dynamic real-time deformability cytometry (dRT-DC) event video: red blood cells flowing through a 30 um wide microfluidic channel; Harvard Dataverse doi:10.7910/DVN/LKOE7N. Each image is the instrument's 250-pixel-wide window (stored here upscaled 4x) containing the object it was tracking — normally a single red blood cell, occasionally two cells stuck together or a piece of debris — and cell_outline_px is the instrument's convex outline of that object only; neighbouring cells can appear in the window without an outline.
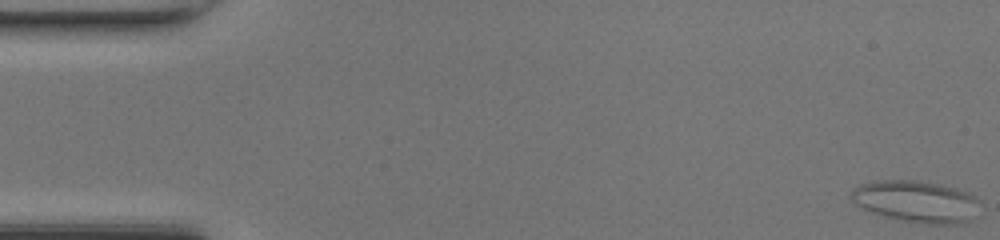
{"species": "common noctule bat (a hibernating species)", "species_latin": "Nyctalus noctula", "temperature_condition": "room temperature", "stored_images_in_passage": 48, "segment_of_instrument_passage": [1, 2], "camera_frame_rate_fps": 3000, "um_per_image_px": 0.085, "animal": {"sex": "female", "body_mass_g": 17.0, "forearm_length_mm": 48.0}, "frame": {"image": 1, "passage_image": 1, "time_ms": 0.0, "image_size_px": [1000, 240], "cell_outline_px": [[980, 200], [968, 220], [964, 224], [920, 224], [884, 216], [872, 212], [856, 204], [848, 196], [860, 184], [880, 180], [916, 180], [956, 188]], "centroid_in_image_um": [77.83, 17.13], "position_along_channel_um": 7.2, "area_um2": 30.81}}
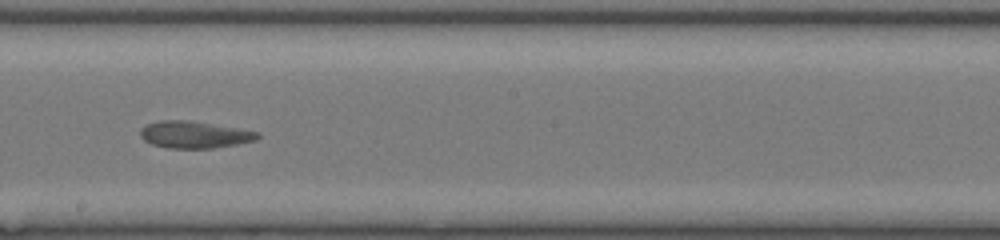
{"frame": {"image": 2, "passage_image": 27, "time_ms": 8.667, "image_size_px": [1000, 240], "cell_outline_px": [[260, 136], [256, 140], [236, 144], [212, 148], [168, 148], [152, 144], [144, 140], [140, 136], [140, 128], [144, 124], [160, 120], [188, 120], [260, 132]], "centroid_in_image_um": [16.48, 11.44], "position_along_channel_um": 231.7, "area_um2": 18.38}}
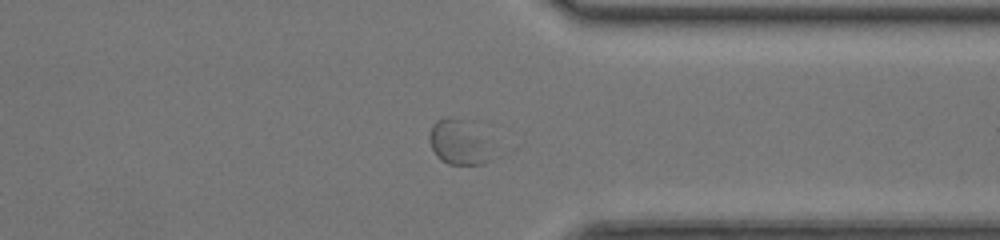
{"frame": {"image": 3, "passage_image": 37, "time_ms": 12.0, "image_size_px": [1000, 240], "cell_outline_px": [[488, 160], [484, 164], [448, 164], [440, 160], [436, 156], [428, 140], [428, 136], [432, 124], [436, 120], [444, 116], [448, 116], [460, 120], [484, 140]], "centroid_in_image_um": [38.81, 12.12], "position_along_channel_um": 372.6, "area_um2": 15.26}}